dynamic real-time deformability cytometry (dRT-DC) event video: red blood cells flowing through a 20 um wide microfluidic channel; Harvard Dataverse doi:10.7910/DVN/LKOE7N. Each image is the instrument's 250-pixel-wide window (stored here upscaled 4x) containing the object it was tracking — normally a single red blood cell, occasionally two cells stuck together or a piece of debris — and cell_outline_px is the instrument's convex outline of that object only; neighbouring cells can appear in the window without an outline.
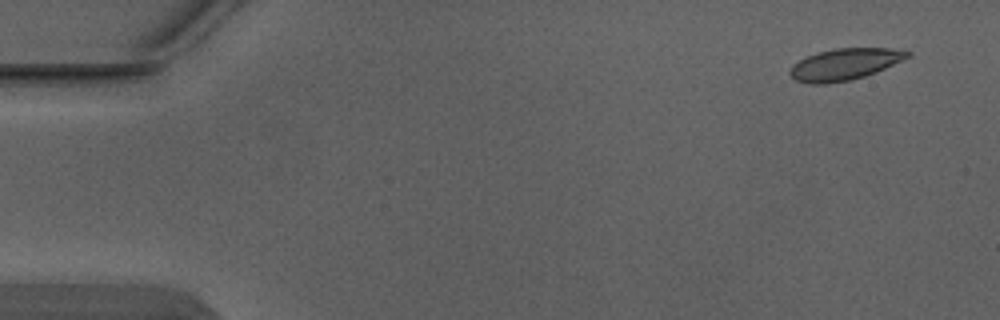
{"species": "Egyptian fruit bat (a non-hibernating species)", "species_latin": "Rousettus aegyptiacus", "temperature_condition": "warm", "stored_images_in_passage": 4, "camera_frame_rate_fps": 3000, "um_per_image_px": 0.085, "animal": {"sex": "male"}, "frame": {"image": 1, "passage_image": 1, "time_ms": 0.0, "image_size_px": [1000, 320], "cell_outline_px": [[912, 56], [876, 72], [852, 80], [824, 84], [808, 84], [796, 80], [788, 72], [792, 64], [808, 56], [820, 52], [836, 48], [888, 48], [912, 52]], "centroid_in_image_um": [71.8, 5.47], "position_along_channel_um": 13.2, "area_um2": 21.56}}